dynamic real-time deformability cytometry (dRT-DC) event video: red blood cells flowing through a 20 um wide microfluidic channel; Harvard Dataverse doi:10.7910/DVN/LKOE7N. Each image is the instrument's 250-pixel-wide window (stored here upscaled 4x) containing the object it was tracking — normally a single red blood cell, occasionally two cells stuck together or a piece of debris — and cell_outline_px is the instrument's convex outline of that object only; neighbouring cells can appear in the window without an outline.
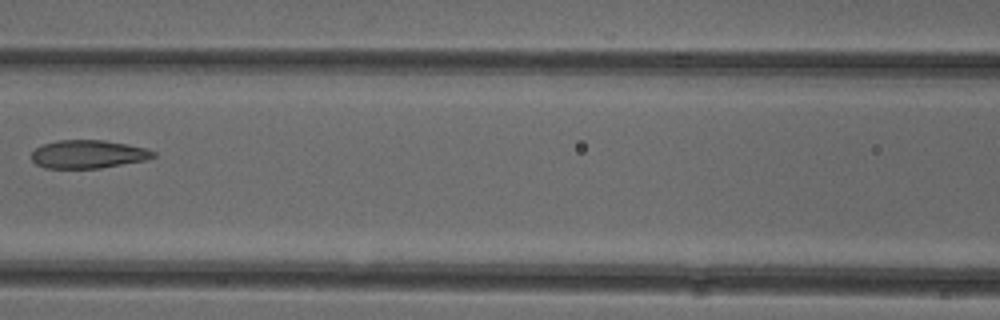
{"species": "common noctule bat (a hibernating species)", "species_latin": "Nyctalus noctula", "temperature_condition": "cold", "stored_images_in_passage": 6, "camera_frame_rate_fps": 3000, "um_per_image_px": 0.085, "animal": {"sex": "female"}, "frame": {"image": 1, "passage_image": 6, "time_ms": 7.0, "image_size_px": [1000, 320], "cell_outline_px": [[156, 156], [144, 160], [100, 168], [44, 168], [36, 164], [32, 160], [32, 152], [36, 148], [44, 144], [56, 140], [104, 140], [128, 144], [144, 148], [156, 152]], "centroid_in_image_um": [7.48, 13.1], "position_along_channel_um": 159.1, "area_um2": 19.94}}